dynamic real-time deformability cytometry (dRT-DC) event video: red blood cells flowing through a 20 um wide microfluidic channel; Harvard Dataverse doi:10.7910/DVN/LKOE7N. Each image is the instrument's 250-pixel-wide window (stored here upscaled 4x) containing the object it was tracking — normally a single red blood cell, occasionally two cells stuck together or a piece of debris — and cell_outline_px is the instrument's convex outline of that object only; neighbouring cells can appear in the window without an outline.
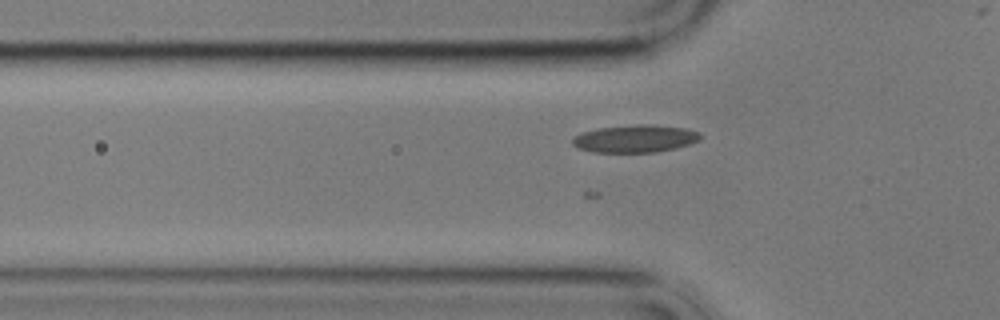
{"species": "common noctule bat (a hibernating species)", "species_latin": "Nyctalus noctula", "temperature_condition": "cold", "stored_images_in_passage": 38, "camera_frame_rate_fps": 3000, "um_per_image_px": 0.085, "animal": {"sex": "male", "body_mass_g": 17.9}, "frame": {"image": 1, "passage_image": 4, "time_ms": 1.0, "image_size_px": [1000, 320], "cell_outline_px": [[704, 136], [700, 140], [676, 148], [656, 152], [592, 152], [580, 148], [572, 144], [572, 136], [580, 132], [600, 128], [636, 124], [652, 124], [688, 128], [700, 132]], "centroid_in_image_um": [54.02, 11.77], "position_along_channel_um": 71.8, "area_um2": 20.81}}
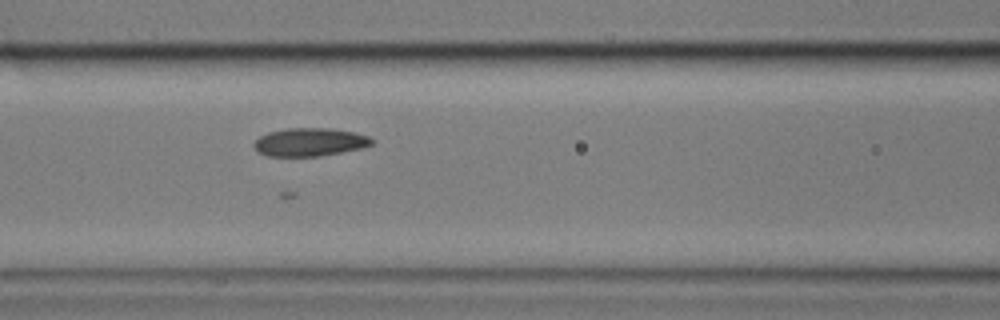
{"frame": {"image": 2, "passage_image": 10, "time_ms": 3.0, "image_size_px": [1000, 320], "cell_outline_px": [[376, 140], [372, 144], [364, 148], [320, 156], [268, 156], [256, 152], [252, 144], [260, 136], [268, 132], [288, 128], [328, 128], [352, 132], [368, 136]], "centroid_in_image_um": [26.32, 12.08], "position_along_channel_um": 140.3, "area_um2": 19.48}}
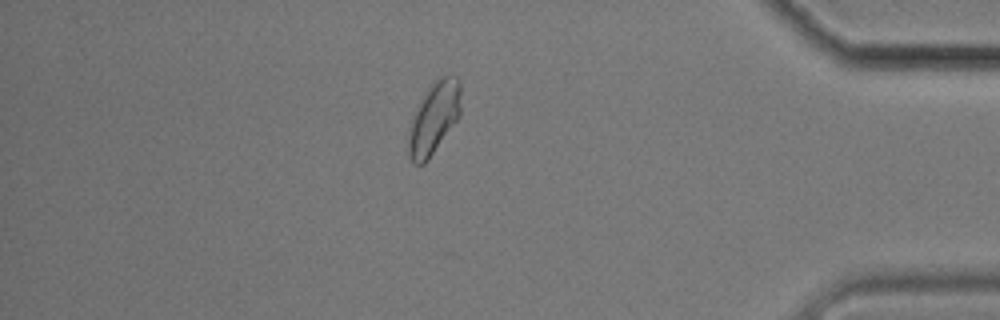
{"frame": {"image": 3, "passage_image": 36, "time_ms": 11.667, "image_size_px": [1000, 320], "cell_outline_px": [[460, 116], [428, 160], [424, 164], [416, 164], [408, 156], [408, 128], [412, 112], [428, 88], [440, 76], [456, 76], [460, 80]], "centroid_in_image_um": [36.86, 10.04], "position_along_channel_um": 398.3, "area_um2": 22.14}}